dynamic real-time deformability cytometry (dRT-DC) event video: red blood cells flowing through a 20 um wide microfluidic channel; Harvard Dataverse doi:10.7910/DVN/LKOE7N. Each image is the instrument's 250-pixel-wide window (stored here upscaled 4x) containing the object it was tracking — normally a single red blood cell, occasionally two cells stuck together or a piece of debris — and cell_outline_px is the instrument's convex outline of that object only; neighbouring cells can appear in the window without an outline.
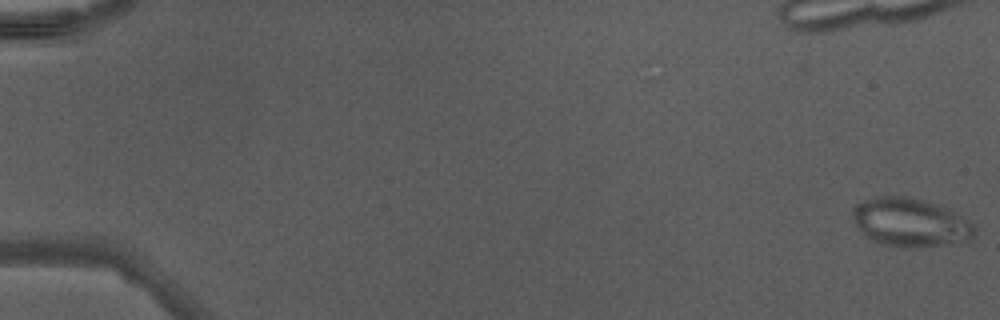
{"species": "Egyptian fruit bat (a non-hibernating species)", "species_latin": "Rousettus aegyptiacus", "temperature_condition": "warm", "stored_images_in_passage": 11, "camera_frame_rate_fps": 3000, "um_per_image_px": 0.085, "animal": {"sex": "male"}, "frame": {"image": 1, "passage_image": 1, "time_ms": 0.0, "image_size_px": [1000, 320], "cell_outline_px": [[976, 232], [968, 240], [920, 248], [912, 248], [880, 244], [864, 236], [860, 232], [852, 216], [852, 208], [856, 204], [864, 200], [876, 196], [904, 196], [924, 200], [944, 208], [968, 220], [976, 228]], "centroid_in_image_um": [77.32, 18.91], "position_along_channel_um": 7.7, "area_um2": 34.33}}